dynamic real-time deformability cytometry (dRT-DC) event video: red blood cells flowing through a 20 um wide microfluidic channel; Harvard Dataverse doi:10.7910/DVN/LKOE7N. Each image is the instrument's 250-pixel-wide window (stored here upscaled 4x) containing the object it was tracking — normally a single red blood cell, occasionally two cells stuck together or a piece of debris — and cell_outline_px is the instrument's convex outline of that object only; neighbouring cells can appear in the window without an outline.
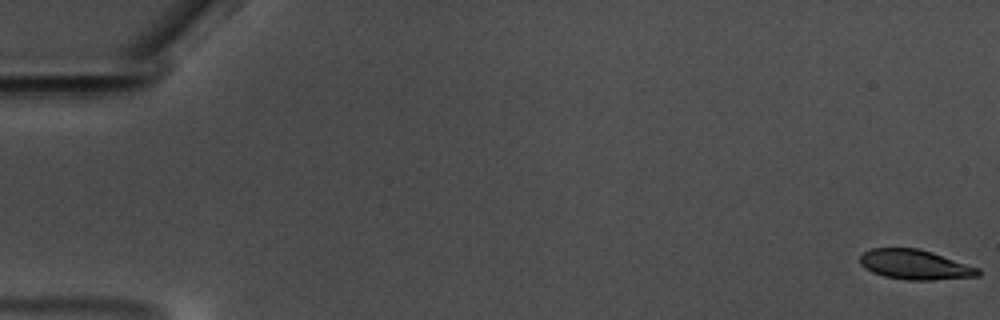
{"species": "common noctule bat (a hibernating species)", "species_latin": "Nyctalus noctula", "temperature_condition": "warm", "stored_images_in_passage": 59, "camera_frame_rate_fps": 3000, "um_per_image_px": 0.085, "animal": {"sex": "male", "body_mass_g": 17.5, "forearm_length_mm": 52.3}, "frame": {"image": 1, "passage_image": 1, "time_ms": 0.0, "image_size_px": [1000, 320], "cell_outline_px": [[980, 276], [932, 280], [908, 280], [884, 276], [872, 272], [860, 264], [860, 256], [864, 252], [872, 248], [920, 248], [980, 268]], "centroid_in_image_um": [77.79, 22.49], "position_along_channel_um": 7.2, "area_um2": 20.52}}
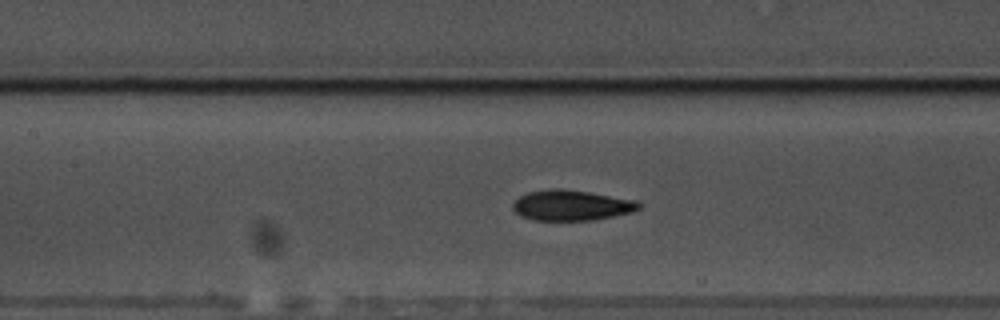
{"frame": {"image": 2, "passage_image": 28, "time_ms": 9.0, "image_size_px": [1000, 320], "cell_outline_px": [[640, 208], [632, 212], [592, 220], [532, 220], [520, 216], [512, 208], [512, 204], [520, 196], [528, 192], [552, 188], [564, 188], [636, 200], [640, 204]], "centroid_in_image_um": [48.54, 17.45], "position_along_channel_um": 158.9, "area_um2": 22.31}}
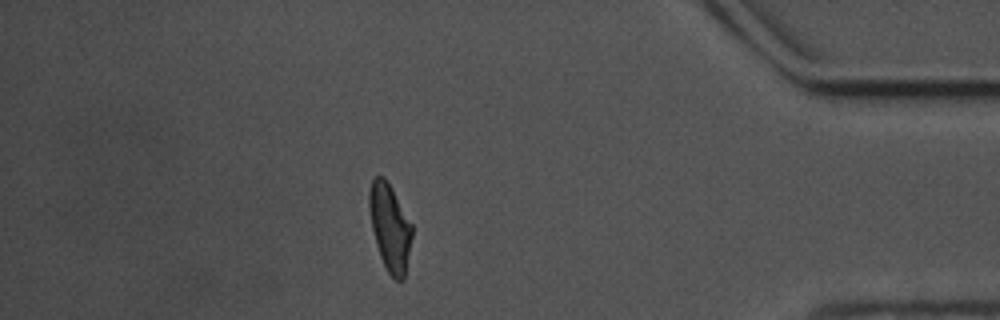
{"frame": {"image": 3, "passage_image": 52, "time_ms": 17.0, "image_size_px": [1000, 320], "cell_outline_px": [[412, 236], [404, 280], [396, 280], [388, 272], [380, 256], [376, 244], [372, 228], [368, 208], [368, 192], [372, 180], [376, 176], [384, 176], [392, 188], [412, 224]], "centroid_in_image_um": [33.13, 19.3], "position_along_channel_um": 402.1, "area_um2": 21.68}, "authors_computed_cell_mechanics": {"area_um2": 22.0218, "velocity_mm_per_s": 3.515, "shape_relaxation_time_tau1_ms": 4.4781, "shape_relaxation_time_tau2_ms": 2.2155, "deformation_change_tau1": 0.17, "deformation_change_tau2": 0.0824}}